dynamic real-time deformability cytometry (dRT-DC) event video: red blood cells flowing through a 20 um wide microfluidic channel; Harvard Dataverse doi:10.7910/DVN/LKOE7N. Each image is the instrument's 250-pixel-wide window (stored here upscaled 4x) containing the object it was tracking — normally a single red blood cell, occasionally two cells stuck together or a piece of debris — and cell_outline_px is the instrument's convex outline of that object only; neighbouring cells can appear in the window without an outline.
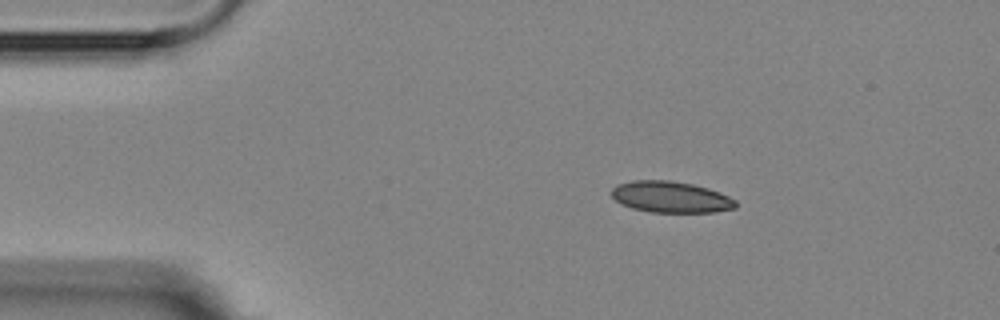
{"species": "Egyptian fruit bat (a non-hibernating species)", "species_latin": "Rousettus aegyptiacus", "temperature_condition": "room temperature", "stored_images_in_passage": 2, "camera_frame_rate_fps": 3000, "um_per_image_px": 0.085, "animal": {"sex": "female"}, "frame": {"image": 1, "passage_image": 1, "time_ms": 0.0, "image_size_px": [1000, 320], "cell_outline_px": [[736, 208], [716, 212], [648, 212], [632, 208], [620, 204], [612, 196], [612, 188], [616, 184], [632, 180], [668, 180], [692, 184], [708, 188], [720, 192], [736, 200]], "centroid_in_image_um": [57.0, 16.74], "position_along_channel_um": 28.0, "area_um2": 22.77}}